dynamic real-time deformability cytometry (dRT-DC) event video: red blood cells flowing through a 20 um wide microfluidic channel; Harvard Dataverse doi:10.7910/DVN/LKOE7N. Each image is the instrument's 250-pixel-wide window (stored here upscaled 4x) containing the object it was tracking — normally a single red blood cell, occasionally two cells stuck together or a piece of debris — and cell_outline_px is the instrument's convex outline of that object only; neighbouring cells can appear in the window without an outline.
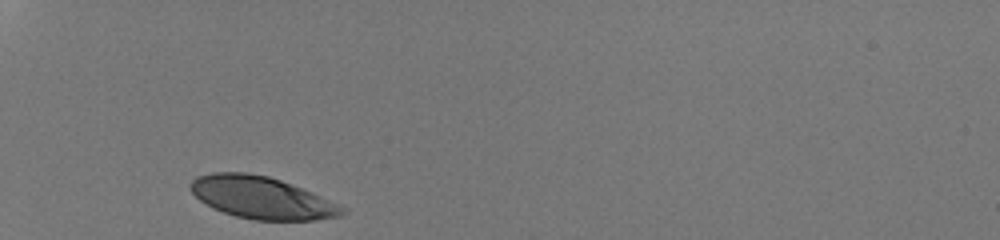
{"species": "human", "species_latin": "Homo sapiens", "temperature_condition": "room temperature", "stored_images_in_passage": 27, "camera_frame_rate_fps": 3000, "um_per_image_px": 0.085, "donor": {"sex": "male"}, "frame": {"image": 1, "passage_image": 1, "time_ms": 0.0, "image_size_px": [1000, 240], "cell_outline_px": [[348, 212], [340, 216], [316, 220], [252, 220], [236, 216], [212, 208], [200, 200], [192, 192], [188, 184], [196, 176], [212, 172], [248, 172], [268, 176], [280, 180], [312, 192], [348, 208]], "centroid_in_image_um": [22.25, 16.8], "position_along_channel_um": 62.7, "area_um2": 37.45}}
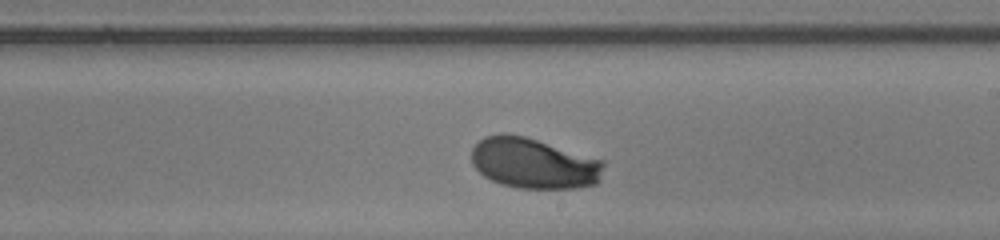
{"frame": {"image": 2, "passage_image": 16, "time_ms": 5.0, "image_size_px": [1000, 240], "cell_outline_px": [[604, 164], [600, 180], [596, 184], [576, 188], [520, 188], [500, 184], [484, 176], [472, 164], [472, 148], [484, 136], [500, 132], [504, 132], [524, 136], [604, 160]], "centroid_in_image_um": [45.36, 13.87], "position_along_channel_um": 243.6, "area_um2": 39.07}}
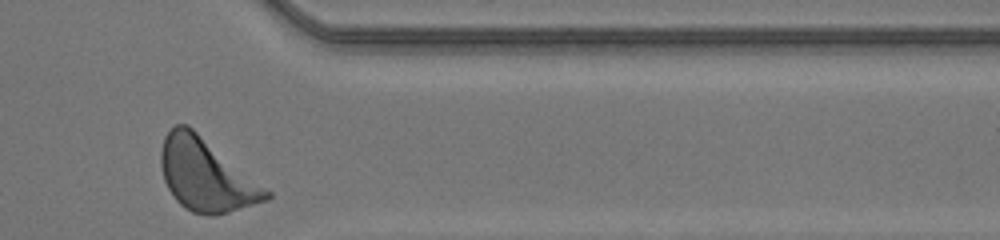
{"frame": {"image": 3, "passage_image": 27, "time_ms": 8.667, "image_size_px": [1000, 240], "cell_outline_px": [[272, 196], [268, 200], [216, 216], [208, 216], [192, 212], [184, 208], [176, 200], [168, 188], [164, 180], [160, 164], [160, 152], [164, 136], [176, 124], [188, 124], [272, 192]], "centroid_in_image_um": [17.51, 14.89], "position_along_channel_um": 393.9, "area_um2": 44.45}, "authors_computed_cell_mechanics": {"area_um2": 39.0728, "velocity_mm_per_s": 4.1581, "shape_relaxation_time_tau1_ms": 2.524, "shape_relaxation_time_tau2_ms": null, "deformation_change_tau1": 0.169, "deformation_change_tau2": null}}